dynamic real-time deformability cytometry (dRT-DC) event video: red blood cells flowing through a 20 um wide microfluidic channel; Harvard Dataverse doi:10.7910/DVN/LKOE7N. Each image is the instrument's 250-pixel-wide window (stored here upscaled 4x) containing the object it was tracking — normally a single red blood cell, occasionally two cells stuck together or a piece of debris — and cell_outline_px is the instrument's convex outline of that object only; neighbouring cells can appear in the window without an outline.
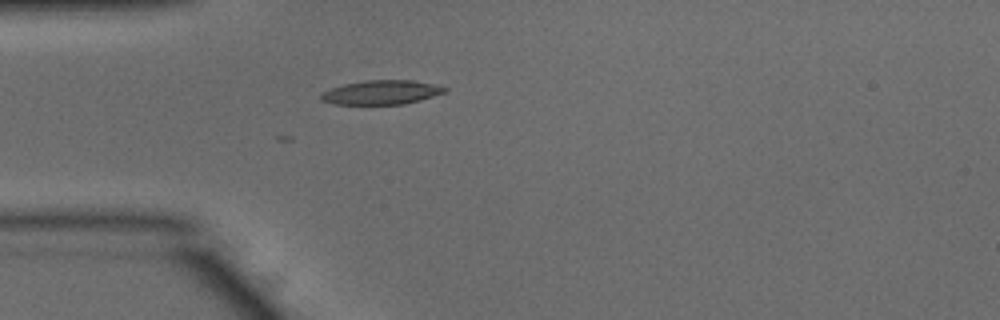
{"species": "common noctule bat (a hibernating species)", "species_latin": "Nyctalus noctula", "temperature_condition": "warm", "stored_images_in_passage": 2, "camera_frame_rate_fps": 3000, "um_per_image_px": 0.085, "animal": {"sex": "male", "body_mass_g": 15.6}, "frame": {"image": 1, "passage_image": 2, "time_ms": 0.333, "image_size_px": [1000, 320], "cell_outline_px": [[448, 92], [420, 100], [404, 104], [332, 104], [320, 100], [320, 92], [344, 84], [364, 80], [412, 80], [432, 84], [448, 88]], "centroid_in_image_um": [32.41, 7.85], "position_along_channel_um": 52.6, "area_um2": 17.51}}